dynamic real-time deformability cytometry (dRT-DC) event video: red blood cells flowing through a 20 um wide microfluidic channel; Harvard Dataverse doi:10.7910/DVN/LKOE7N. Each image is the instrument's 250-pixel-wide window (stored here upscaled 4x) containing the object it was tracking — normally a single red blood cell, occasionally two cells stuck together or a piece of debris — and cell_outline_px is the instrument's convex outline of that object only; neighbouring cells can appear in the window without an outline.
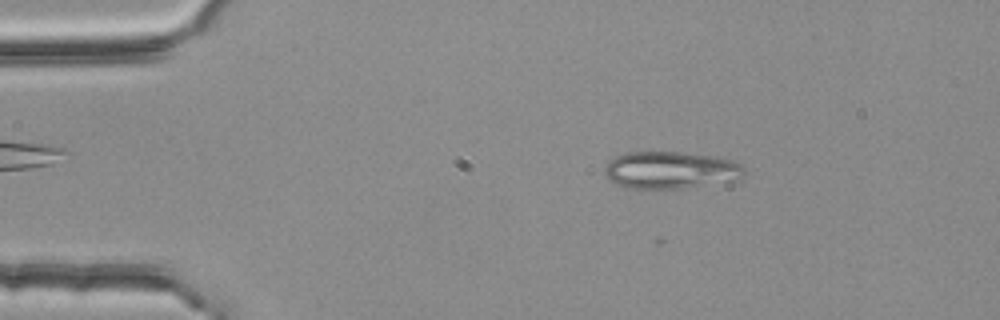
{"species": "common noctule bat (a hibernating species)", "species_latin": "Nyctalus noctula", "temperature_condition": "room temperature", "stored_images_in_passage": 29, "camera_frame_rate_fps": 3000, "um_per_image_px": 0.085, "animal": {"sex": "female", "body_mass_g": 25.1}, "frame": {"image": 1, "passage_image": 8, "time_ms": 2.333, "image_size_px": [1000, 320], "cell_outline_px": [[744, 176], [736, 180], [680, 188], [628, 188], [616, 184], [604, 172], [608, 164], [616, 156], [628, 152], [680, 152], [712, 156], [732, 160], [740, 164], [744, 168]], "centroid_in_image_um": [57.03, 14.45], "position_along_channel_um": 28.0, "area_um2": 29.77}}
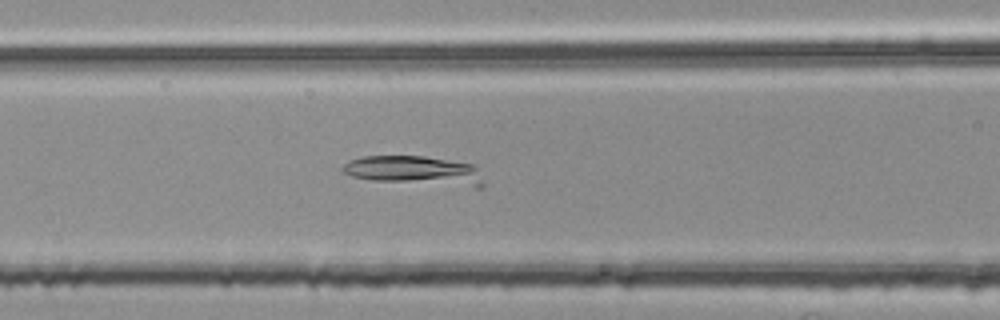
{"frame": {"image": 2, "passage_image": 21, "time_ms": 6.667, "image_size_px": [1000, 320], "cell_outline_px": [[484, 188], [476, 188], [372, 180], [352, 176], [344, 172], [340, 168], [348, 160], [364, 156], [424, 156], [476, 164], [484, 184]], "centroid_in_image_um": [35.3, 14.51], "position_along_channel_um": 131.3, "area_um2": 24.28}}
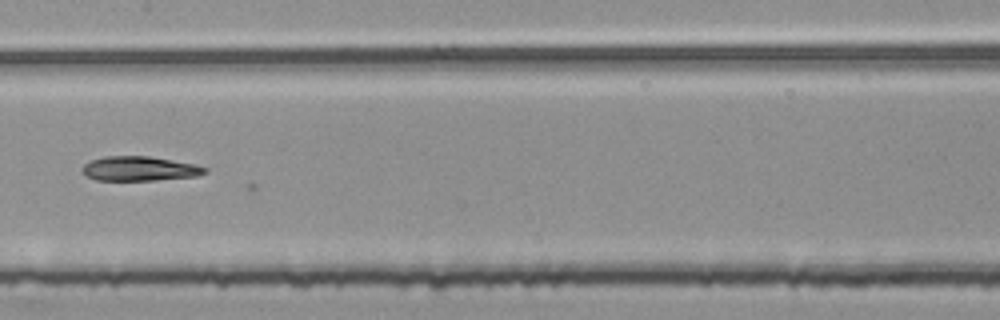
{"frame": {"image": 3, "passage_image": 26, "time_ms": 8.333, "image_size_px": [1000, 320], "cell_outline_px": [[208, 172], [196, 176], [156, 180], [96, 180], [88, 176], [80, 168], [84, 164], [92, 160], [104, 156], [148, 156], [196, 164], [208, 168]], "centroid_in_image_um": [11.88, 14.33], "position_along_channel_um": 195.5, "area_um2": 17.46}}